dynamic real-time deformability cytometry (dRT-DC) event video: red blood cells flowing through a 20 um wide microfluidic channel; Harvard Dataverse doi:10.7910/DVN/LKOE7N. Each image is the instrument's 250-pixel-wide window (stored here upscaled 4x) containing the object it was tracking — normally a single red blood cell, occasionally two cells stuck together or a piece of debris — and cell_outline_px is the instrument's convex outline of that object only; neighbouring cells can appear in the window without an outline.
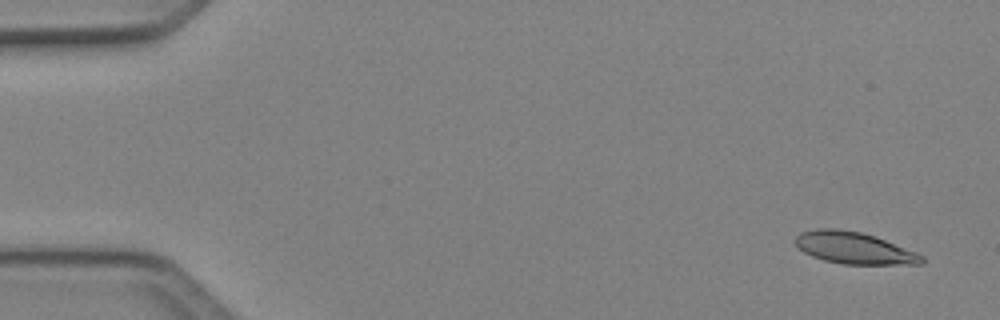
{"species": "Egyptian fruit bat (a non-hibernating species)", "species_latin": "Rousettus aegyptiacus", "temperature_condition": "cold", "stored_images_in_passage": 6, "camera_frame_rate_fps": 3000, "um_per_image_px": 0.085, "animal": {"sex": "female"}, "frame": {"image": 1, "passage_image": 1, "time_ms": 0.0, "image_size_px": [1000, 320], "cell_outline_px": [[924, 264], [844, 264], [824, 260], [812, 256], [804, 252], [792, 240], [800, 232], [816, 228], [836, 228], [860, 232], [876, 236], [916, 252], [924, 256]], "centroid_in_image_um": [72.58, 21.07], "position_along_channel_um": 12.4, "area_um2": 23.52}}
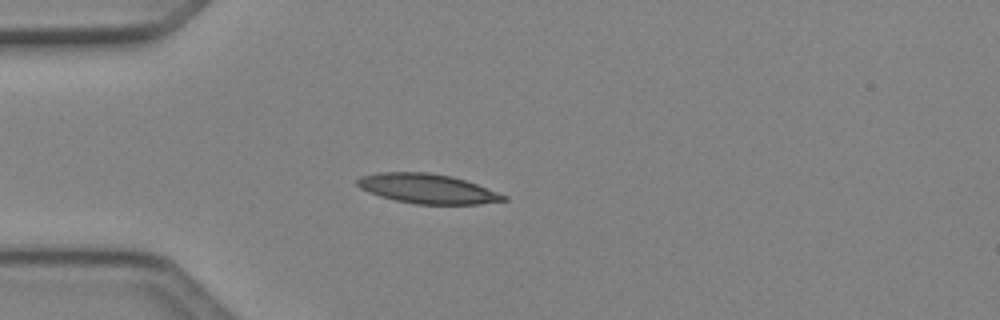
{"frame": {"image": 2, "passage_image": 4, "time_ms": 1.0, "image_size_px": [1000, 320], "cell_outline_px": [[508, 200], [476, 204], [416, 204], [396, 200], [380, 196], [368, 192], [360, 188], [356, 184], [356, 180], [360, 176], [376, 172], [428, 172], [452, 176], [476, 184], [508, 196]], "centroid_in_image_um": [36.29, 16.03], "position_along_channel_um": 48.7, "area_um2": 25.2}}
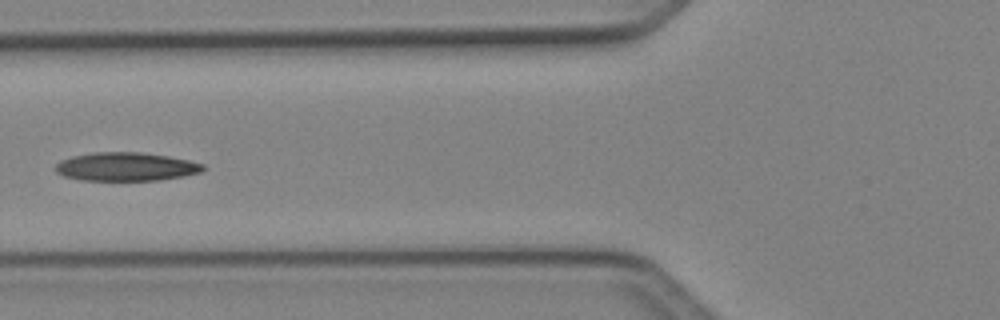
{"frame": {"image": 3, "passage_image": 6, "time_ms": 1.667, "image_size_px": [1000, 320], "cell_outline_px": [[204, 168], [200, 172], [184, 176], [160, 180], [80, 180], [64, 176], [56, 172], [56, 164], [60, 160], [72, 156], [92, 152], [140, 152], [168, 156], [188, 160], [204, 164]], "centroid_in_image_um": [10.69, 14.16], "position_along_channel_um": 115.1, "area_um2": 24.51}}